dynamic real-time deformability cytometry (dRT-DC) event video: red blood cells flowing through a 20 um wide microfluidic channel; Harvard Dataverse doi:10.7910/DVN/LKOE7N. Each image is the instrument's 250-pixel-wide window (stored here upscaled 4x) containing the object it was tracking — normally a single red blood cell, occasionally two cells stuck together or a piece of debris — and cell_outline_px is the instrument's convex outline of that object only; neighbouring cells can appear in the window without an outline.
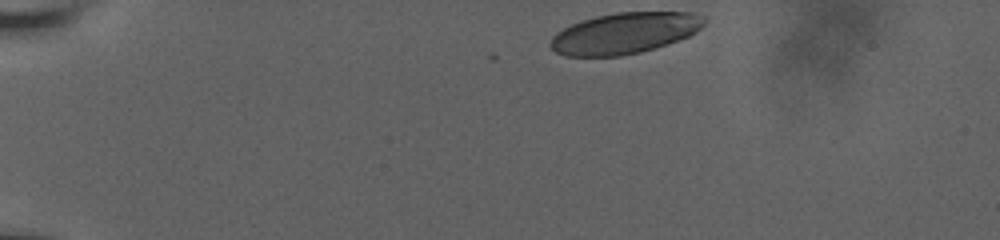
{"species": "human", "species_latin": "Homo sapiens", "temperature_condition": "room temperature", "stored_images_in_passage": 38, "camera_frame_rate_fps": 3000, "um_per_image_px": 0.085, "donor": {"sex": "male"}, "frame": {"image": 1, "passage_image": 1, "time_ms": 0.0, "image_size_px": [1000, 240], "cell_outline_px": [[708, 20], [696, 32], [688, 36], [668, 44], [640, 52], [620, 56], [564, 56], [556, 52], [548, 44], [552, 36], [556, 32], [580, 20], [596, 16], [616, 12], [692, 12], [704, 16]], "centroid_in_image_um": [53.09, 2.81], "position_along_channel_um": 31.9, "area_um2": 36.99}}
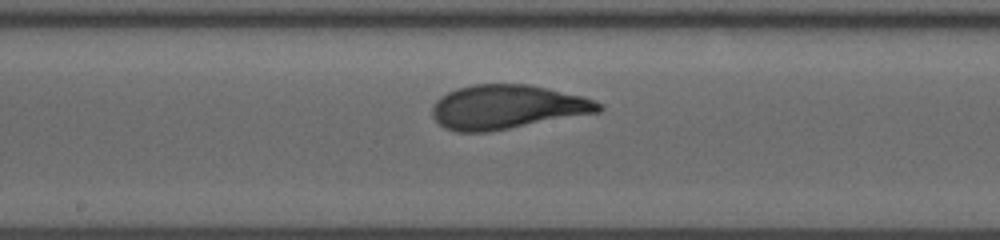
{"frame": {"image": 2, "passage_image": 22, "time_ms": 7.0, "image_size_px": [1000, 240], "cell_outline_px": [[604, 108], [600, 112], [488, 132], [456, 132], [444, 128], [432, 116], [432, 108], [436, 100], [440, 96], [456, 88], [472, 84], [528, 84], [548, 88], [584, 96], [596, 100], [604, 104]], "centroid_in_image_um": [43.13, 9.09], "position_along_channel_um": 205.1, "area_um2": 43.12}}
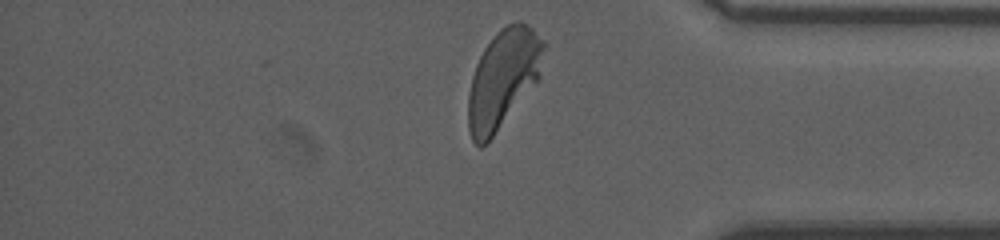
{"frame": {"image": 3, "passage_image": 38, "time_ms": 12.333, "image_size_px": [1000, 240], "cell_outline_px": [[548, 44], [540, 76], [488, 144], [480, 148], [472, 140], [468, 128], [468, 92], [472, 76], [476, 64], [484, 48], [496, 32], [500, 28], [516, 20], [520, 20], [528, 24]], "centroid_in_image_um": [42.78, 6.66], "position_along_channel_um": 392.4, "area_um2": 43.87}, "authors_computed_cell_mechanics": {"area_um2": 41.8183, "velocity_mm_per_s": 3.7463, "shape_relaxation_time_tau1_ms": 3.0211, "shape_relaxation_time_tau2_ms": null, "deformation_change_tau1": 0.1702, "deformation_change_tau2": null}}